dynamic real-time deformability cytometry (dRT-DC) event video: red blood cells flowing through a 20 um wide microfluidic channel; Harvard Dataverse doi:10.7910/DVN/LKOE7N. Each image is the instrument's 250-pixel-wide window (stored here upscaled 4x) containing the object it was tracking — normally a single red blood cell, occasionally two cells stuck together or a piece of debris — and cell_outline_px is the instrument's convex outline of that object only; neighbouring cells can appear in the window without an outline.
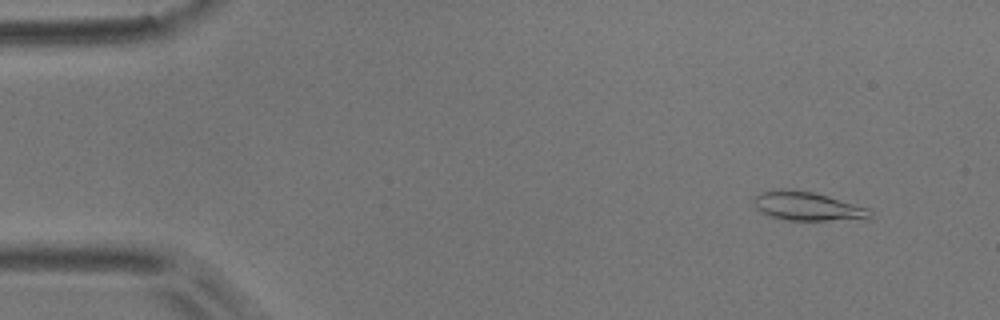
{"species": "common noctule bat (a hibernating species)", "species_latin": "Nyctalus noctula", "temperature_condition": "room temperature", "stored_images_in_passage": 5, "camera_frame_rate_fps": 3000, "um_per_image_px": 0.085, "animal": {"sex": "male", "body_mass_g": 17.9}, "frame": {"image": 1, "passage_image": 2, "time_ms": 0.333, "image_size_px": [1000, 320], "cell_outline_px": [[872, 216], [868, 220], [788, 220], [772, 216], [756, 208], [752, 204], [752, 200], [760, 192], [780, 188], [812, 192], [868, 208], [872, 212]], "centroid_in_image_um": [68.65, 17.54], "position_along_channel_um": 16.4, "area_um2": 19.42}}
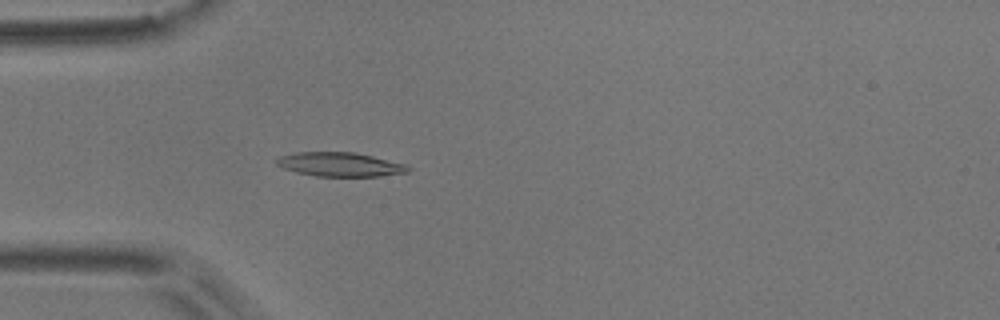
{"frame": {"image": 2, "passage_image": 5, "time_ms": 1.333, "image_size_px": [1000, 320], "cell_outline_px": [[412, 168], [408, 172], [380, 176], [316, 176], [296, 172], [284, 168], [276, 164], [276, 160], [280, 156], [296, 152], [352, 152], [372, 156], [408, 164]], "centroid_in_image_um": [28.94, 13.97], "position_along_channel_um": 56.1, "area_um2": 18.44}}